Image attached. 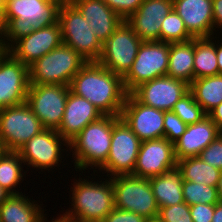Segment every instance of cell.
<instances>
[{
	"mask_svg": "<svg viewBox=\"0 0 222 222\" xmlns=\"http://www.w3.org/2000/svg\"><path fill=\"white\" fill-rule=\"evenodd\" d=\"M164 112L139 102L127 94L120 118L143 142L164 138Z\"/></svg>",
	"mask_w": 222,
	"mask_h": 222,
	"instance_id": "obj_16",
	"label": "cell"
},
{
	"mask_svg": "<svg viewBox=\"0 0 222 222\" xmlns=\"http://www.w3.org/2000/svg\"><path fill=\"white\" fill-rule=\"evenodd\" d=\"M177 165L182 171L183 180L218 187L221 170L208 165L199 157L178 160Z\"/></svg>",
	"mask_w": 222,
	"mask_h": 222,
	"instance_id": "obj_29",
	"label": "cell"
},
{
	"mask_svg": "<svg viewBox=\"0 0 222 222\" xmlns=\"http://www.w3.org/2000/svg\"><path fill=\"white\" fill-rule=\"evenodd\" d=\"M219 42H220L219 40L216 42V54H217V64L219 67V74H222V42L221 43Z\"/></svg>",
	"mask_w": 222,
	"mask_h": 222,
	"instance_id": "obj_44",
	"label": "cell"
},
{
	"mask_svg": "<svg viewBox=\"0 0 222 222\" xmlns=\"http://www.w3.org/2000/svg\"><path fill=\"white\" fill-rule=\"evenodd\" d=\"M222 131V102L207 114Z\"/></svg>",
	"mask_w": 222,
	"mask_h": 222,
	"instance_id": "obj_42",
	"label": "cell"
},
{
	"mask_svg": "<svg viewBox=\"0 0 222 222\" xmlns=\"http://www.w3.org/2000/svg\"><path fill=\"white\" fill-rule=\"evenodd\" d=\"M47 1H64V0H47Z\"/></svg>",
	"mask_w": 222,
	"mask_h": 222,
	"instance_id": "obj_51",
	"label": "cell"
},
{
	"mask_svg": "<svg viewBox=\"0 0 222 222\" xmlns=\"http://www.w3.org/2000/svg\"><path fill=\"white\" fill-rule=\"evenodd\" d=\"M81 179V180H80ZM109 179V180H108ZM105 181L97 182L79 177L74 180L72 192V208L56 219L59 222H97L114 209L113 185L108 177Z\"/></svg>",
	"mask_w": 222,
	"mask_h": 222,
	"instance_id": "obj_2",
	"label": "cell"
},
{
	"mask_svg": "<svg viewBox=\"0 0 222 222\" xmlns=\"http://www.w3.org/2000/svg\"><path fill=\"white\" fill-rule=\"evenodd\" d=\"M221 133L222 131L208 115L203 117L199 122L187 125L185 132L174 143L176 160L198 157Z\"/></svg>",
	"mask_w": 222,
	"mask_h": 222,
	"instance_id": "obj_22",
	"label": "cell"
},
{
	"mask_svg": "<svg viewBox=\"0 0 222 222\" xmlns=\"http://www.w3.org/2000/svg\"><path fill=\"white\" fill-rule=\"evenodd\" d=\"M64 1L6 0L4 18L9 40L17 34L45 28L58 22L60 5Z\"/></svg>",
	"mask_w": 222,
	"mask_h": 222,
	"instance_id": "obj_5",
	"label": "cell"
},
{
	"mask_svg": "<svg viewBox=\"0 0 222 222\" xmlns=\"http://www.w3.org/2000/svg\"><path fill=\"white\" fill-rule=\"evenodd\" d=\"M185 23L173 9L162 21L160 29V41L165 43H178L192 40Z\"/></svg>",
	"mask_w": 222,
	"mask_h": 222,
	"instance_id": "obj_32",
	"label": "cell"
},
{
	"mask_svg": "<svg viewBox=\"0 0 222 222\" xmlns=\"http://www.w3.org/2000/svg\"><path fill=\"white\" fill-rule=\"evenodd\" d=\"M217 190H218L219 201L222 203V171L220 174V179H219Z\"/></svg>",
	"mask_w": 222,
	"mask_h": 222,
	"instance_id": "obj_46",
	"label": "cell"
},
{
	"mask_svg": "<svg viewBox=\"0 0 222 222\" xmlns=\"http://www.w3.org/2000/svg\"><path fill=\"white\" fill-rule=\"evenodd\" d=\"M26 194H11L0 205V222H46L42 204L30 200ZM37 203V204H36Z\"/></svg>",
	"mask_w": 222,
	"mask_h": 222,
	"instance_id": "obj_24",
	"label": "cell"
},
{
	"mask_svg": "<svg viewBox=\"0 0 222 222\" xmlns=\"http://www.w3.org/2000/svg\"><path fill=\"white\" fill-rule=\"evenodd\" d=\"M62 43L59 22L14 35L10 40L7 51L18 61L30 66L51 50Z\"/></svg>",
	"mask_w": 222,
	"mask_h": 222,
	"instance_id": "obj_12",
	"label": "cell"
},
{
	"mask_svg": "<svg viewBox=\"0 0 222 222\" xmlns=\"http://www.w3.org/2000/svg\"><path fill=\"white\" fill-rule=\"evenodd\" d=\"M5 149L3 147L2 142L0 141V156L4 153Z\"/></svg>",
	"mask_w": 222,
	"mask_h": 222,
	"instance_id": "obj_47",
	"label": "cell"
},
{
	"mask_svg": "<svg viewBox=\"0 0 222 222\" xmlns=\"http://www.w3.org/2000/svg\"><path fill=\"white\" fill-rule=\"evenodd\" d=\"M58 22L61 27L62 43L78 52L87 62L99 60L103 44L70 1H64L60 5Z\"/></svg>",
	"mask_w": 222,
	"mask_h": 222,
	"instance_id": "obj_6",
	"label": "cell"
},
{
	"mask_svg": "<svg viewBox=\"0 0 222 222\" xmlns=\"http://www.w3.org/2000/svg\"><path fill=\"white\" fill-rule=\"evenodd\" d=\"M189 91L208 114L222 102V74L194 79L189 85Z\"/></svg>",
	"mask_w": 222,
	"mask_h": 222,
	"instance_id": "obj_27",
	"label": "cell"
},
{
	"mask_svg": "<svg viewBox=\"0 0 222 222\" xmlns=\"http://www.w3.org/2000/svg\"><path fill=\"white\" fill-rule=\"evenodd\" d=\"M86 63L78 52L61 43L29 66L30 84L69 86L73 77Z\"/></svg>",
	"mask_w": 222,
	"mask_h": 222,
	"instance_id": "obj_4",
	"label": "cell"
},
{
	"mask_svg": "<svg viewBox=\"0 0 222 222\" xmlns=\"http://www.w3.org/2000/svg\"><path fill=\"white\" fill-rule=\"evenodd\" d=\"M49 222V221H48ZM50 222H59L56 218H55V220H54V218H53V220H51Z\"/></svg>",
	"mask_w": 222,
	"mask_h": 222,
	"instance_id": "obj_50",
	"label": "cell"
},
{
	"mask_svg": "<svg viewBox=\"0 0 222 222\" xmlns=\"http://www.w3.org/2000/svg\"><path fill=\"white\" fill-rule=\"evenodd\" d=\"M11 194L0 186V205L10 196Z\"/></svg>",
	"mask_w": 222,
	"mask_h": 222,
	"instance_id": "obj_45",
	"label": "cell"
},
{
	"mask_svg": "<svg viewBox=\"0 0 222 222\" xmlns=\"http://www.w3.org/2000/svg\"><path fill=\"white\" fill-rule=\"evenodd\" d=\"M69 91L66 85L29 84L26 103L44 128L57 130L60 127Z\"/></svg>",
	"mask_w": 222,
	"mask_h": 222,
	"instance_id": "obj_13",
	"label": "cell"
},
{
	"mask_svg": "<svg viewBox=\"0 0 222 222\" xmlns=\"http://www.w3.org/2000/svg\"><path fill=\"white\" fill-rule=\"evenodd\" d=\"M88 22L103 44L123 22V19L103 0H70Z\"/></svg>",
	"mask_w": 222,
	"mask_h": 222,
	"instance_id": "obj_23",
	"label": "cell"
},
{
	"mask_svg": "<svg viewBox=\"0 0 222 222\" xmlns=\"http://www.w3.org/2000/svg\"><path fill=\"white\" fill-rule=\"evenodd\" d=\"M172 111L187 125L199 122L207 115L190 91L175 103Z\"/></svg>",
	"mask_w": 222,
	"mask_h": 222,
	"instance_id": "obj_33",
	"label": "cell"
},
{
	"mask_svg": "<svg viewBox=\"0 0 222 222\" xmlns=\"http://www.w3.org/2000/svg\"><path fill=\"white\" fill-rule=\"evenodd\" d=\"M169 66V43L162 41L142 42L132 68L123 78L126 92L155 78L167 76Z\"/></svg>",
	"mask_w": 222,
	"mask_h": 222,
	"instance_id": "obj_8",
	"label": "cell"
},
{
	"mask_svg": "<svg viewBox=\"0 0 222 222\" xmlns=\"http://www.w3.org/2000/svg\"><path fill=\"white\" fill-rule=\"evenodd\" d=\"M190 213L193 222H211L214 215V205L195 204L191 205Z\"/></svg>",
	"mask_w": 222,
	"mask_h": 222,
	"instance_id": "obj_39",
	"label": "cell"
},
{
	"mask_svg": "<svg viewBox=\"0 0 222 222\" xmlns=\"http://www.w3.org/2000/svg\"><path fill=\"white\" fill-rule=\"evenodd\" d=\"M142 40L123 20L113 34L103 43L100 65L124 78L132 68Z\"/></svg>",
	"mask_w": 222,
	"mask_h": 222,
	"instance_id": "obj_10",
	"label": "cell"
},
{
	"mask_svg": "<svg viewBox=\"0 0 222 222\" xmlns=\"http://www.w3.org/2000/svg\"><path fill=\"white\" fill-rule=\"evenodd\" d=\"M146 222H161L158 218L156 219H148Z\"/></svg>",
	"mask_w": 222,
	"mask_h": 222,
	"instance_id": "obj_49",
	"label": "cell"
},
{
	"mask_svg": "<svg viewBox=\"0 0 222 222\" xmlns=\"http://www.w3.org/2000/svg\"><path fill=\"white\" fill-rule=\"evenodd\" d=\"M141 143L136 134L119 118L113 124L108 158L98 170L105 171L107 177L133 174Z\"/></svg>",
	"mask_w": 222,
	"mask_h": 222,
	"instance_id": "obj_11",
	"label": "cell"
},
{
	"mask_svg": "<svg viewBox=\"0 0 222 222\" xmlns=\"http://www.w3.org/2000/svg\"><path fill=\"white\" fill-rule=\"evenodd\" d=\"M183 198L187 205L219 203L217 187H211L203 183H195L183 180Z\"/></svg>",
	"mask_w": 222,
	"mask_h": 222,
	"instance_id": "obj_31",
	"label": "cell"
},
{
	"mask_svg": "<svg viewBox=\"0 0 222 222\" xmlns=\"http://www.w3.org/2000/svg\"><path fill=\"white\" fill-rule=\"evenodd\" d=\"M101 116L103 114L89 100L69 91L61 125L56 131L70 142L88 124Z\"/></svg>",
	"mask_w": 222,
	"mask_h": 222,
	"instance_id": "obj_21",
	"label": "cell"
},
{
	"mask_svg": "<svg viewBox=\"0 0 222 222\" xmlns=\"http://www.w3.org/2000/svg\"><path fill=\"white\" fill-rule=\"evenodd\" d=\"M22 163L24 164L18 152L4 151L0 156V186L10 194H21L14 188L18 187L26 174Z\"/></svg>",
	"mask_w": 222,
	"mask_h": 222,
	"instance_id": "obj_30",
	"label": "cell"
},
{
	"mask_svg": "<svg viewBox=\"0 0 222 222\" xmlns=\"http://www.w3.org/2000/svg\"><path fill=\"white\" fill-rule=\"evenodd\" d=\"M147 219L132 211L114 209L104 218L102 222H146Z\"/></svg>",
	"mask_w": 222,
	"mask_h": 222,
	"instance_id": "obj_38",
	"label": "cell"
},
{
	"mask_svg": "<svg viewBox=\"0 0 222 222\" xmlns=\"http://www.w3.org/2000/svg\"><path fill=\"white\" fill-rule=\"evenodd\" d=\"M119 118L120 116L103 115L88 124L69 142L67 151H72L75 169H79V172L88 167L99 169L106 162L110 152L113 124Z\"/></svg>",
	"mask_w": 222,
	"mask_h": 222,
	"instance_id": "obj_3",
	"label": "cell"
},
{
	"mask_svg": "<svg viewBox=\"0 0 222 222\" xmlns=\"http://www.w3.org/2000/svg\"><path fill=\"white\" fill-rule=\"evenodd\" d=\"M6 0H0V8L4 10Z\"/></svg>",
	"mask_w": 222,
	"mask_h": 222,
	"instance_id": "obj_48",
	"label": "cell"
},
{
	"mask_svg": "<svg viewBox=\"0 0 222 222\" xmlns=\"http://www.w3.org/2000/svg\"><path fill=\"white\" fill-rule=\"evenodd\" d=\"M212 10L214 31H216V28H222V0H212Z\"/></svg>",
	"mask_w": 222,
	"mask_h": 222,
	"instance_id": "obj_41",
	"label": "cell"
},
{
	"mask_svg": "<svg viewBox=\"0 0 222 222\" xmlns=\"http://www.w3.org/2000/svg\"><path fill=\"white\" fill-rule=\"evenodd\" d=\"M159 208L185 202L183 198V175L176 165L165 173L149 179Z\"/></svg>",
	"mask_w": 222,
	"mask_h": 222,
	"instance_id": "obj_25",
	"label": "cell"
},
{
	"mask_svg": "<svg viewBox=\"0 0 222 222\" xmlns=\"http://www.w3.org/2000/svg\"><path fill=\"white\" fill-rule=\"evenodd\" d=\"M69 147L65 140L55 129H44L32 137L17 152L22 158L24 165L43 171L59 167L62 159L63 146ZM62 146V147H61ZM61 158V160H60ZM50 168V169H49Z\"/></svg>",
	"mask_w": 222,
	"mask_h": 222,
	"instance_id": "obj_14",
	"label": "cell"
},
{
	"mask_svg": "<svg viewBox=\"0 0 222 222\" xmlns=\"http://www.w3.org/2000/svg\"><path fill=\"white\" fill-rule=\"evenodd\" d=\"M157 218L161 222H193L190 207L185 202L159 208Z\"/></svg>",
	"mask_w": 222,
	"mask_h": 222,
	"instance_id": "obj_34",
	"label": "cell"
},
{
	"mask_svg": "<svg viewBox=\"0 0 222 222\" xmlns=\"http://www.w3.org/2000/svg\"><path fill=\"white\" fill-rule=\"evenodd\" d=\"M70 91L89 100L103 115L120 116L127 92L123 78L98 62H87L73 77Z\"/></svg>",
	"mask_w": 222,
	"mask_h": 222,
	"instance_id": "obj_1",
	"label": "cell"
},
{
	"mask_svg": "<svg viewBox=\"0 0 222 222\" xmlns=\"http://www.w3.org/2000/svg\"><path fill=\"white\" fill-rule=\"evenodd\" d=\"M173 10V0H144L126 20L143 41H160V29L165 16Z\"/></svg>",
	"mask_w": 222,
	"mask_h": 222,
	"instance_id": "obj_19",
	"label": "cell"
},
{
	"mask_svg": "<svg viewBox=\"0 0 222 222\" xmlns=\"http://www.w3.org/2000/svg\"><path fill=\"white\" fill-rule=\"evenodd\" d=\"M176 165L174 144L168 139L164 137L143 141L132 175L150 179L165 173Z\"/></svg>",
	"mask_w": 222,
	"mask_h": 222,
	"instance_id": "obj_18",
	"label": "cell"
},
{
	"mask_svg": "<svg viewBox=\"0 0 222 222\" xmlns=\"http://www.w3.org/2000/svg\"><path fill=\"white\" fill-rule=\"evenodd\" d=\"M185 124L172 110L164 112V137L174 144L185 132Z\"/></svg>",
	"mask_w": 222,
	"mask_h": 222,
	"instance_id": "obj_35",
	"label": "cell"
},
{
	"mask_svg": "<svg viewBox=\"0 0 222 222\" xmlns=\"http://www.w3.org/2000/svg\"><path fill=\"white\" fill-rule=\"evenodd\" d=\"M167 76L189 85L194 80V38L186 42L169 43Z\"/></svg>",
	"mask_w": 222,
	"mask_h": 222,
	"instance_id": "obj_26",
	"label": "cell"
},
{
	"mask_svg": "<svg viewBox=\"0 0 222 222\" xmlns=\"http://www.w3.org/2000/svg\"><path fill=\"white\" fill-rule=\"evenodd\" d=\"M198 157L222 171V133L213 140L199 155Z\"/></svg>",
	"mask_w": 222,
	"mask_h": 222,
	"instance_id": "obj_36",
	"label": "cell"
},
{
	"mask_svg": "<svg viewBox=\"0 0 222 222\" xmlns=\"http://www.w3.org/2000/svg\"><path fill=\"white\" fill-rule=\"evenodd\" d=\"M29 67L16 60L7 50L0 52V110L26 102Z\"/></svg>",
	"mask_w": 222,
	"mask_h": 222,
	"instance_id": "obj_15",
	"label": "cell"
},
{
	"mask_svg": "<svg viewBox=\"0 0 222 222\" xmlns=\"http://www.w3.org/2000/svg\"><path fill=\"white\" fill-rule=\"evenodd\" d=\"M214 38H194V79L219 74Z\"/></svg>",
	"mask_w": 222,
	"mask_h": 222,
	"instance_id": "obj_28",
	"label": "cell"
},
{
	"mask_svg": "<svg viewBox=\"0 0 222 222\" xmlns=\"http://www.w3.org/2000/svg\"><path fill=\"white\" fill-rule=\"evenodd\" d=\"M113 185L114 207L132 211L148 219H156L159 206L149 179L129 175L110 178Z\"/></svg>",
	"mask_w": 222,
	"mask_h": 222,
	"instance_id": "obj_7",
	"label": "cell"
},
{
	"mask_svg": "<svg viewBox=\"0 0 222 222\" xmlns=\"http://www.w3.org/2000/svg\"><path fill=\"white\" fill-rule=\"evenodd\" d=\"M211 222H222V203L214 205V215Z\"/></svg>",
	"mask_w": 222,
	"mask_h": 222,
	"instance_id": "obj_43",
	"label": "cell"
},
{
	"mask_svg": "<svg viewBox=\"0 0 222 222\" xmlns=\"http://www.w3.org/2000/svg\"><path fill=\"white\" fill-rule=\"evenodd\" d=\"M173 9L193 38H210L216 34L212 0H173Z\"/></svg>",
	"mask_w": 222,
	"mask_h": 222,
	"instance_id": "obj_20",
	"label": "cell"
},
{
	"mask_svg": "<svg viewBox=\"0 0 222 222\" xmlns=\"http://www.w3.org/2000/svg\"><path fill=\"white\" fill-rule=\"evenodd\" d=\"M44 129L26 102L0 110V141L5 151L17 152Z\"/></svg>",
	"mask_w": 222,
	"mask_h": 222,
	"instance_id": "obj_9",
	"label": "cell"
},
{
	"mask_svg": "<svg viewBox=\"0 0 222 222\" xmlns=\"http://www.w3.org/2000/svg\"><path fill=\"white\" fill-rule=\"evenodd\" d=\"M123 20H127L144 0H103Z\"/></svg>",
	"mask_w": 222,
	"mask_h": 222,
	"instance_id": "obj_37",
	"label": "cell"
},
{
	"mask_svg": "<svg viewBox=\"0 0 222 222\" xmlns=\"http://www.w3.org/2000/svg\"><path fill=\"white\" fill-rule=\"evenodd\" d=\"M188 92L189 84L186 82L169 76H162L140 84L131 94L144 105L169 111Z\"/></svg>",
	"mask_w": 222,
	"mask_h": 222,
	"instance_id": "obj_17",
	"label": "cell"
},
{
	"mask_svg": "<svg viewBox=\"0 0 222 222\" xmlns=\"http://www.w3.org/2000/svg\"><path fill=\"white\" fill-rule=\"evenodd\" d=\"M3 38V39H2ZM8 27L4 18V11L0 8V49L6 50L9 44Z\"/></svg>",
	"mask_w": 222,
	"mask_h": 222,
	"instance_id": "obj_40",
	"label": "cell"
}]
</instances>
